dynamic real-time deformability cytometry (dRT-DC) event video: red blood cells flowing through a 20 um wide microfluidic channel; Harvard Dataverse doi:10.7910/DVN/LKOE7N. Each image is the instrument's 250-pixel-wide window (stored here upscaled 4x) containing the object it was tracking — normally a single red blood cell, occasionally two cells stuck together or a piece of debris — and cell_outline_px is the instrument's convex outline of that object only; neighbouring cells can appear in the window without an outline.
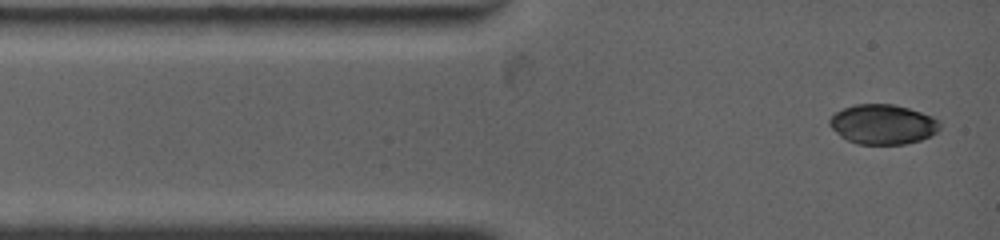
{"species": "common noctule bat (a hibernating species)", "species_latin": "Nyctalus noctula", "temperature_condition": "warm", "stored_images_in_passage": 6, "camera_frame_rate_fps": 4500, "um_per_image_px": 0.085, "animal": {"sex": "female", "body_mass_g": 19.0, "forearm_length_mm": 53.3}, "frame": {"image": 1, "passage_image": 1, "time_ms": 0.0, "image_size_px": [1000, 240], "cell_outline_px": [[940, 128], [936, 132], [920, 140], [904, 144], [856, 144], [840, 136], [828, 124], [828, 120], [836, 112], [844, 108], [856, 104], [892, 104], [908, 108], [932, 116], [940, 120]], "centroid_in_image_um": [75.03, 10.57], "position_along_channel_um": 10.0, "area_um2": 25.49}}
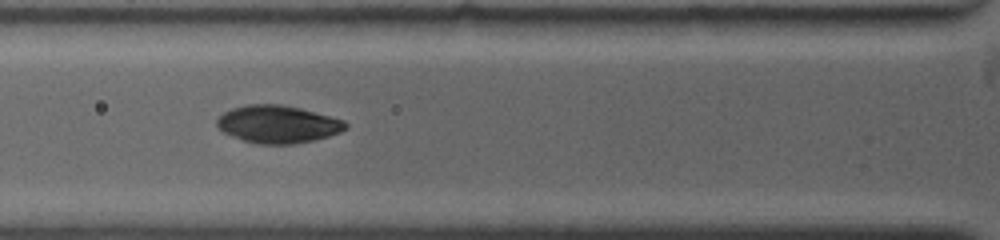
{"frame": {"image": 2, "passage_image": 5, "time_ms": 3.333, "image_size_px": [1000, 240], "cell_outline_px": [[348, 128], [340, 132], [328, 136], [312, 140], [292, 144], [256, 144], [232, 136], [216, 128], [216, 120], [224, 112], [232, 108], [248, 104], [280, 104], [300, 108], [344, 120], [348, 124]], "centroid_in_image_um": [23.6, 10.55], "position_along_channel_um": 102.2, "area_um2": 28.15}}
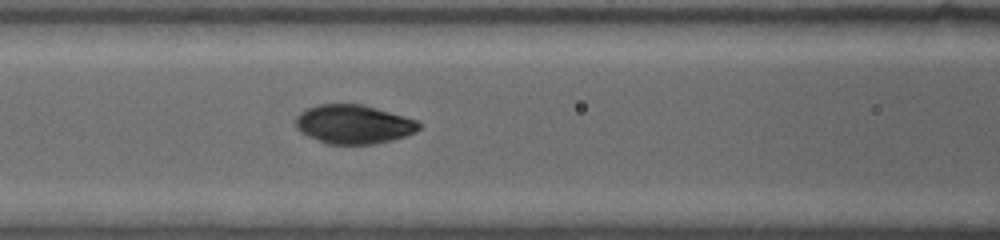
{"frame": {"image": 3, "passage_image": 6, "time_ms": 4.222, "image_size_px": [1000, 240], "cell_outline_px": [[420, 128], [416, 132], [392, 140], [372, 144], [328, 144], [308, 136], [300, 132], [296, 128], [296, 116], [300, 112], [316, 104], [364, 104], [404, 116], [416, 120], [420, 124]], "centroid_in_image_um": [30.04, 10.56], "position_along_channel_um": 136.6, "area_um2": 27.98}}